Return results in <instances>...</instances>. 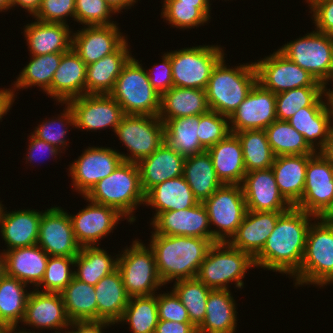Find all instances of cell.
<instances>
[{
	"label": "cell",
	"mask_w": 333,
	"mask_h": 333,
	"mask_svg": "<svg viewBox=\"0 0 333 333\" xmlns=\"http://www.w3.org/2000/svg\"><path fill=\"white\" fill-rule=\"evenodd\" d=\"M316 218L296 207L284 212L278 218L262 250L254 257L256 268L261 267L293 277L300 269L308 230L311 221Z\"/></svg>",
	"instance_id": "cell-1"
},
{
	"label": "cell",
	"mask_w": 333,
	"mask_h": 333,
	"mask_svg": "<svg viewBox=\"0 0 333 333\" xmlns=\"http://www.w3.org/2000/svg\"><path fill=\"white\" fill-rule=\"evenodd\" d=\"M150 248L152 249L158 275L163 282L195 278L205 259L212 239H202L190 236H167L152 234Z\"/></svg>",
	"instance_id": "cell-2"
},
{
	"label": "cell",
	"mask_w": 333,
	"mask_h": 333,
	"mask_svg": "<svg viewBox=\"0 0 333 333\" xmlns=\"http://www.w3.org/2000/svg\"><path fill=\"white\" fill-rule=\"evenodd\" d=\"M224 59L213 69L205 92L209 109L229 118L257 83V72L254 62L229 68Z\"/></svg>",
	"instance_id": "cell-3"
},
{
	"label": "cell",
	"mask_w": 333,
	"mask_h": 333,
	"mask_svg": "<svg viewBox=\"0 0 333 333\" xmlns=\"http://www.w3.org/2000/svg\"><path fill=\"white\" fill-rule=\"evenodd\" d=\"M85 197L116 209L128 222H134V210L145 204L137 163L122 161L112 174L100 180Z\"/></svg>",
	"instance_id": "cell-4"
},
{
	"label": "cell",
	"mask_w": 333,
	"mask_h": 333,
	"mask_svg": "<svg viewBox=\"0 0 333 333\" xmlns=\"http://www.w3.org/2000/svg\"><path fill=\"white\" fill-rule=\"evenodd\" d=\"M292 278L296 287L333 284V218L318 217L311 223L300 269Z\"/></svg>",
	"instance_id": "cell-5"
},
{
	"label": "cell",
	"mask_w": 333,
	"mask_h": 333,
	"mask_svg": "<svg viewBox=\"0 0 333 333\" xmlns=\"http://www.w3.org/2000/svg\"><path fill=\"white\" fill-rule=\"evenodd\" d=\"M254 267V258L250 254L228 242H215L209 248L196 277L212 290L228 289L230 282H235V287L242 289V279L247 270Z\"/></svg>",
	"instance_id": "cell-6"
},
{
	"label": "cell",
	"mask_w": 333,
	"mask_h": 333,
	"mask_svg": "<svg viewBox=\"0 0 333 333\" xmlns=\"http://www.w3.org/2000/svg\"><path fill=\"white\" fill-rule=\"evenodd\" d=\"M131 57L123 66L110 95L124 114L158 116L161 96L152 87L146 69Z\"/></svg>",
	"instance_id": "cell-7"
},
{
	"label": "cell",
	"mask_w": 333,
	"mask_h": 333,
	"mask_svg": "<svg viewBox=\"0 0 333 333\" xmlns=\"http://www.w3.org/2000/svg\"><path fill=\"white\" fill-rule=\"evenodd\" d=\"M167 53L170 55L174 86L204 90L213 69L226 55L221 46L204 44Z\"/></svg>",
	"instance_id": "cell-8"
},
{
	"label": "cell",
	"mask_w": 333,
	"mask_h": 333,
	"mask_svg": "<svg viewBox=\"0 0 333 333\" xmlns=\"http://www.w3.org/2000/svg\"><path fill=\"white\" fill-rule=\"evenodd\" d=\"M118 270L130 297L154 295L157 293L155 291L164 286L157 272L152 249L137 239L119 254Z\"/></svg>",
	"instance_id": "cell-9"
},
{
	"label": "cell",
	"mask_w": 333,
	"mask_h": 333,
	"mask_svg": "<svg viewBox=\"0 0 333 333\" xmlns=\"http://www.w3.org/2000/svg\"><path fill=\"white\" fill-rule=\"evenodd\" d=\"M327 87L333 76V36L317 30L278 49Z\"/></svg>",
	"instance_id": "cell-10"
},
{
	"label": "cell",
	"mask_w": 333,
	"mask_h": 333,
	"mask_svg": "<svg viewBox=\"0 0 333 333\" xmlns=\"http://www.w3.org/2000/svg\"><path fill=\"white\" fill-rule=\"evenodd\" d=\"M130 151L123 161L138 163L164 143V123L158 116L125 114L114 132Z\"/></svg>",
	"instance_id": "cell-11"
},
{
	"label": "cell",
	"mask_w": 333,
	"mask_h": 333,
	"mask_svg": "<svg viewBox=\"0 0 333 333\" xmlns=\"http://www.w3.org/2000/svg\"><path fill=\"white\" fill-rule=\"evenodd\" d=\"M203 204L205 205L212 240L214 242H228L235 234L237 228L247 211L242 185H222Z\"/></svg>",
	"instance_id": "cell-12"
},
{
	"label": "cell",
	"mask_w": 333,
	"mask_h": 333,
	"mask_svg": "<svg viewBox=\"0 0 333 333\" xmlns=\"http://www.w3.org/2000/svg\"><path fill=\"white\" fill-rule=\"evenodd\" d=\"M294 207L317 218H333V166L319 152L308 160L303 196Z\"/></svg>",
	"instance_id": "cell-13"
},
{
	"label": "cell",
	"mask_w": 333,
	"mask_h": 333,
	"mask_svg": "<svg viewBox=\"0 0 333 333\" xmlns=\"http://www.w3.org/2000/svg\"><path fill=\"white\" fill-rule=\"evenodd\" d=\"M254 62L257 82L275 94L306 86H324L279 50Z\"/></svg>",
	"instance_id": "cell-14"
},
{
	"label": "cell",
	"mask_w": 333,
	"mask_h": 333,
	"mask_svg": "<svg viewBox=\"0 0 333 333\" xmlns=\"http://www.w3.org/2000/svg\"><path fill=\"white\" fill-rule=\"evenodd\" d=\"M69 165L72 187L85 196L100 180L112 174L123 161L112 147H88Z\"/></svg>",
	"instance_id": "cell-15"
},
{
	"label": "cell",
	"mask_w": 333,
	"mask_h": 333,
	"mask_svg": "<svg viewBox=\"0 0 333 333\" xmlns=\"http://www.w3.org/2000/svg\"><path fill=\"white\" fill-rule=\"evenodd\" d=\"M74 113L75 128L96 131L111 127L115 132L125 115L110 94H84L69 100Z\"/></svg>",
	"instance_id": "cell-16"
},
{
	"label": "cell",
	"mask_w": 333,
	"mask_h": 333,
	"mask_svg": "<svg viewBox=\"0 0 333 333\" xmlns=\"http://www.w3.org/2000/svg\"><path fill=\"white\" fill-rule=\"evenodd\" d=\"M37 245L49 256L76 257L80 252L69 214L59 206L42 212Z\"/></svg>",
	"instance_id": "cell-17"
},
{
	"label": "cell",
	"mask_w": 333,
	"mask_h": 333,
	"mask_svg": "<svg viewBox=\"0 0 333 333\" xmlns=\"http://www.w3.org/2000/svg\"><path fill=\"white\" fill-rule=\"evenodd\" d=\"M228 120L231 133L265 130L277 120L276 94L257 82Z\"/></svg>",
	"instance_id": "cell-18"
},
{
	"label": "cell",
	"mask_w": 333,
	"mask_h": 333,
	"mask_svg": "<svg viewBox=\"0 0 333 333\" xmlns=\"http://www.w3.org/2000/svg\"><path fill=\"white\" fill-rule=\"evenodd\" d=\"M82 197L89 202L88 206L76 215L69 214L74 235L81 247L96 246V244L98 246L100 245L98 241L107 237L111 231L113 233L115 226L119 221H123L124 216L112 207Z\"/></svg>",
	"instance_id": "cell-19"
},
{
	"label": "cell",
	"mask_w": 333,
	"mask_h": 333,
	"mask_svg": "<svg viewBox=\"0 0 333 333\" xmlns=\"http://www.w3.org/2000/svg\"><path fill=\"white\" fill-rule=\"evenodd\" d=\"M150 225L152 234L212 239L208 212L202 202L192 208L159 213Z\"/></svg>",
	"instance_id": "cell-20"
},
{
	"label": "cell",
	"mask_w": 333,
	"mask_h": 333,
	"mask_svg": "<svg viewBox=\"0 0 333 333\" xmlns=\"http://www.w3.org/2000/svg\"><path fill=\"white\" fill-rule=\"evenodd\" d=\"M22 323L34 329H53V333L68 330L71 320L67 316L61 293L43 292L39 288L30 291Z\"/></svg>",
	"instance_id": "cell-21"
},
{
	"label": "cell",
	"mask_w": 333,
	"mask_h": 333,
	"mask_svg": "<svg viewBox=\"0 0 333 333\" xmlns=\"http://www.w3.org/2000/svg\"><path fill=\"white\" fill-rule=\"evenodd\" d=\"M117 25L84 26L72 33V49L86 66L115 52L128 40Z\"/></svg>",
	"instance_id": "cell-22"
},
{
	"label": "cell",
	"mask_w": 333,
	"mask_h": 333,
	"mask_svg": "<svg viewBox=\"0 0 333 333\" xmlns=\"http://www.w3.org/2000/svg\"><path fill=\"white\" fill-rule=\"evenodd\" d=\"M250 211H288L293 206L280 193L272 168L246 172L242 182Z\"/></svg>",
	"instance_id": "cell-23"
},
{
	"label": "cell",
	"mask_w": 333,
	"mask_h": 333,
	"mask_svg": "<svg viewBox=\"0 0 333 333\" xmlns=\"http://www.w3.org/2000/svg\"><path fill=\"white\" fill-rule=\"evenodd\" d=\"M286 211L247 210L242 223L228 243L253 258L262 250L278 218Z\"/></svg>",
	"instance_id": "cell-24"
},
{
	"label": "cell",
	"mask_w": 333,
	"mask_h": 333,
	"mask_svg": "<svg viewBox=\"0 0 333 333\" xmlns=\"http://www.w3.org/2000/svg\"><path fill=\"white\" fill-rule=\"evenodd\" d=\"M85 84L86 64L71 48L63 53L46 94L55 98L56 102L67 103L85 94Z\"/></svg>",
	"instance_id": "cell-25"
},
{
	"label": "cell",
	"mask_w": 333,
	"mask_h": 333,
	"mask_svg": "<svg viewBox=\"0 0 333 333\" xmlns=\"http://www.w3.org/2000/svg\"><path fill=\"white\" fill-rule=\"evenodd\" d=\"M184 161L185 157L166 143L140 160L137 165L143 192L146 194L155 185L182 176Z\"/></svg>",
	"instance_id": "cell-26"
},
{
	"label": "cell",
	"mask_w": 333,
	"mask_h": 333,
	"mask_svg": "<svg viewBox=\"0 0 333 333\" xmlns=\"http://www.w3.org/2000/svg\"><path fill=\"white\" fill-rule=\"evenodd\" d=\"M5 210L4 208L0 222L2 240L5 241V245L7 244V249L4 251L36 245L43 211L20 209L7 212Z\"/></svg>",
	"instance_id": "cell-27"
},
{
	"label": "cell",
	"mask_w": 333,
	"mask_h": 333,
	"mask_svg": "<svg viewBox=\"0 0 333 333\" xmlns=\"http://www.w3.org/2000/svg\"><path fill=\"white\" fill-rule=\"evenodd\" d=\"M24 28L28 51L33 56L65 53L72 48L73 31L69 29V25L35 20Z\"/></svg>",
	"instance_id": "cell-28"
},
{
	"label": "cell",
	"mask_w": 333,
	"mask_h": 333,
	"mask_svg": "<svg viewBox=\"0 0 333 333\" xmlns=\"http://www.w3.org/2000/svg\"><path fill=\"white\" fill-rule=\"evenodd\" d=\"M212 164L218 179L224 185H241L246 169L242 145L235 133L228 134L223 140L210 147Z\"/></svg>",
	"instance_id": "cell-29"
},
{
	"label": "cell",
	"mask_w": 333,
	"mask_h": 333,
	"mask_svg": "<svg viewBox=\"0 0 333 333\" xmlns=\"http://www.w3.org/2000/svg\"><path fill=\"white\" fill-rule=\"evenodd\" d=\"M128 46L126 40L115 52L86 66L85 94H110L113 91L123 66L132 57Z\"/></svg>",
	"instance_id": "cell-30"
},
{
	"label": "cell",
	"mask_w": 333,
	"mask_h": 333,
	"mask_svg": "<svg viewBox=\"0 0 333 333\" xmlns=\"http://www.w3.org/2000/svg\"><path fill=\"white\" fill-rule=\"evenodd\" d=\"M48 258L37 244L5 251L6 275L37 288L44 277Z\"/></svg>",
	"instance_id": "cell-31"
},
{
	"label": "cell",
	"mask_w": 333,
	"mask_h": 333,
	"mask_svg": "<svg viewBox=\"0 0 333 333\" xmlns=\"http://www.w3.org/2000/svg\"><path fill=\"white\" fill-rule=\"evenodd\" d=\"M311 156H276L271 167L280 193L293 207L303 196L306 169Z\"/></svg>",
	"instance_id": "cell-32"
},
{
	"label": "cell",
	"mask_w": 333,
	"mask_h": 333,
	"mask_svg": "<svg viewBox=\"0 0 333 333\" xmlns=\"http://www.w3.org/2000/svg\"><path fill=\"white\" fill-rule=\"evenodd\" d=\"M198 203L185 178L179 176L152 187L145 194L144 205L155 208L153 220L159 213L192 208Z\"/></svg>",
	"instance_id": "cell-33"
},
{
	"label": "cell",
	"mask_w": 333,
	"mask_h": 333,
	"mask_svg": "<svg viewBox=\"0 0 333 333\" xmlns=\"http://www.w3.org/2000/svg\"><path fill=\"white\" fill-rule=\"evenodd\" d=\"M230 289L211 290L205 319L197 328V333H235L237 327L236 302Z\"/></svg>",
	"instance_id": "cell-34"
},
{
	"label": "cell",
	"mask_w": 333,
	"mask_h": 333,
	"mask_svg": "<svg viewBox=\"0 0 333 333\" xmlns=\"http://www.w3.org/2000/svg\"><path fill=\"white\" fill-rule=\"evenodd\" d=\"M204 89L173 86L160 99V119L202 115L209 111Z\"/></svg>",
	"instance_id": "cell-35"
},
{
	"label": "cell",
	"mask_w": 333,
	"mask_h": 333,
	"mask_svg": "<svg viewBox=\"0 0 333 333\" xmlns=\"http://www.w3.org/2000/svg\"><path fill=\"white\" fill-rule=\"evenodd\" d=\"M97 299V320H106L118 323L129 302L120 271L117 269L103 277L94 286Z\"/></svg>",
	"instance_id": "cell-36"
},
{
	"label": "cell",
	"mask_w": 333,
	"mask_h": 333,
	"mask_svg": "<svg viewBox=\"0 0 333 333\" xmlns=\"http://www.w3.org/2000/svg\"><path fill=\"white\" fill-rule=\"evenodd\" d=\"M303 135L308 145L319 152L326 143L333 123L329 105L326 107H303L287 121Z\"/></svg>",
	"instance_id": "cell-37"
},
{
	"label": "cell",
	"mask_w": 333,
	"mask_h": 333,
	"mask_svg": "<svg viewBox=\"0 0 333 333\" xmlns=\"http://www.w3.org/2000/svg\"><path fill=\"white\" fill-rule=\"evenodd\" d=\"M164 123V143L182 156L206 151L199 142L200 115L160 119Z\"/></svg>",
	"instance_id": "cell-38"
},
{
	"label": "cell",
	"mask_w": 333,
	"mask_h": 333,
	"mask_svg": "<svg viewBox=\"0 0 333 333\" xmlns=\"http://www.w3.org/2000/svg\"><path fill=\"white\" fill-rule=\"evenodd\" d=\"M182 176L195 198L202 203L223 185L216 175L207 151L186 157Z\"/></svg>",
	"instance_id": "cell-39"
},
{
	"label": "cell",
	"mask_w": 333,
	"mask_h": 333,
	"mask_svg": "<svg viewBox=\"0 0 333 333\" xmlns=\"http://www.w3.org/2000/svg\"><path fill=\"white\" fill-rule=\"evenodd\" d=\"M118 256L116 254L112 257L97 245L81 247L74 260V268L77 267L74 269V277L95 286L103 277L118 269Z\"/></svg>",
	"instance_id": "cell-40"
},
{
	"label": "cell",
	"mask_w": 333,
	"mask_h": 333,
	"mask_svg": "<svg viewBox=\"0 0 333 333\" xmlns=\"http://www.w3.org/2000/svg\"><path fill=\"white\" fill-rule=\"evenodd\" d=\"M27 284L5 275L0 280V324L12 333L17 330L26 309L29 292ZM20 321V322H19Z\"/></svg>",
	"instance_id": "cell-41"
},
{
	"label": "cell",
	"mask_w": 333,
	"mask_h": 333,
	"mask_svg": "<svg viewBox=\"0 0 333 333\" xmlns=\"http://www.w3.org/2000/svg\"><path fill=\"white\" fill-rule=\"evenodd\" d=\"M63 53H48L45 55H31L29 63L21 70L18 78L14 81L12 89L14 97L17 89L22 90L28 87H40L44 92H47L51 87L52 78L59 67Z\"/></svg>",
	"instance_id": "cell-42"
},
{
	"label": "cell",
	"mask_w": 333,
	"mask_h": 333,
	"mask_svg": "<svg viewBox=\"0 0 333 333\" xmlns=\"http://www.w3.org/2000/svg\"><path fill=\"white\" fill-rule=\"evenodd\" d=\"M61 295L67 316L71 321L97 320V299L94 285L73 277Z\"/></svg>",
	"instance_id": "cell-43"
},
{
	"label": "cell",
	"mask_w": 333,
	"mask_h": 333,
	"mask_svg": "<svg viewBox=\"0 0 333 333\" xmlns=\"http://www.w3.org/2000/svg\"><path fill=\"white\" fill-rule=\"evenodd\" d=\"M327 105L325 86L299 87L276 94V117L277 120L288 121L303 107Z\"/></svg>",
	"instance_id": "cell-44"
},
{
	"label": "cell",
	"mask_w": 333,
	"mask_h": 333,
	"mask_svg": "<svg viewBox=\"0 0 333 333\" xmlns=\"http://www.w3.org/2000/svg\"><path fill=\"white\" fill-rule=\"evenodd\" d=\"M267 140L275 156L313 155L302 134L287 121L275 120L265 129Z\"/></svg>",
	"instance_id": "cell-45"
},
{
	"label": "cell",
	"mask_w": 333,
	"mask_h": 333,
	"mask_svg": "<svg viewBox=\"0 0 333 333\" xmlns=\"http://www.w3.org/2000/svg\"><path fill=\"white\" fill-rule=\"evenodd\" d=\"M239 138L246 172L271 168L275 155L265 130H243L235 133Z\"/></svg>",
	"instance_id": "cell-46"
},
{
	"label": "cell",
	"mask_w": 333,
	"mask_h": 333,
	"mask_svg": "<svg viewBox=\"0 0 333 333\" xmlns=\"http://www.w3.org/2000/svg\"><path fill=\"white\" fill-rule=\"evenodd\" d=\"M158 320L157 294H154L130 297L118 322L128 323L132 333H154Z\"/></svg>",
	"instance_id": "cell-47"
},
{
	"label": "cell",
	"mask_w": 333,
	"mask_h": 333,
	"mask_svg": "<svg viewBox=\"0 0 333 333\" xmlns=\"http://www.w3.org/2000/svg\"><path fill=\"white\" fill-rule=\"evenodd\" d=\"M212 4H188L180 0H164L161 16L177 29H192L209 21Z\"/></svg>",
	"instance_id": "cell-48"
},
{
	"label": "cell",
	"mask_w": 333,
	"mask_h": 333,
	"mask_svg": "<svg viewBox=\"0 0 333 333\" xmlns=\"http://www.w3.org/2000/svg\"><path fill=\"white\" fill-rule=\"evenodd\" d=\"M172 290L188 311L191 323L198 328L205 319L206 303L211 288L197 277L175 281Z\"/></svg>",
	"instance_id": "cell-49"
},
{
	"label": "cell",
	"mask_w": 333,
	"mask_h": 333,
	"mask_svg": "<svg viewBox=\"0 0 333 333\" xmlns=\"http://www.w3.org/2000/svg\"><path fill=\"white\" fill-rule=\"evenodd\" d=\"M63 104H65L66 108L62 111L63 113H60L61 115H58V118L44 120L40 123L41 125L37 124L38 126L35 127L34 132H32L35 137L55 146L59 150H66L65 147L68 146L66 140L67 136L65 135L69 132L67 128L70 126L75 127L73 110L68 103Z\"/></svg>",
	"instance_id": "cell-50"
},
{
	"label": "cell",
	"mask_w": 333,
	"mask_h": 333,
	"mask_svg": "<svg viewBox=\"0 0 333 333\" xmlns=\"http://www.w3.org/2000/svg\"><path fill=\"white\" fill-rule=\"evenodd\" d=\"M74 260L75 257L49 256L44 277L37 287L42 286L43 292L61 293L74 277Z\"/></svg>",
	"instance_id": "cell-51"
},
{
	"label": "cell",
	"mask_w": 333,
	"mask_h": 333,
	"mask_svg": "<svg viewBox=\"0 0 333 333\" xmlns=\"http://www.w3.org/2000/svg\"><path fill=\"white\" fill-rule=\"evenodd\" d=\"M111 14L116 12L105 0H75V21L83 26L116 24Z\"/></svg>",
	"instance_id": "cell-52"
},
{
	"label": "cell",
	"mask_w": 333,
	"mask_h": 333,
	"mask_svg": "<svg viewBox=\"0 0 333 333\" xmlns=\"http://www.w3.org/2000/svg\"><path fill=\"white\" fill-rule=\"evenodd\" d=\"M230 133L228 117L211 110L200 115L199 142L206 151Z\"/></svg>",
	"instance_id": "cell-53"
},
{
	"label": "cell",
	"mask_w": 333,
	"mask_h": 333,
	"mask_svg": "<svg viewBox=\"0 0 333 333\" xmlns=\"http://www.w3.org/2000/svg\"><path fill=\"white\" fill-rule=\"evenodd\" d=\"M68 16L75 20V0H42L33 17L40 22L68 25Z\"/></svg>",
	"instance_id": "cell-54"
},
{
	"label": "cell",
	"mask_w": 333,
	"mask_h": 333,
	"mask_svg": "<svg viewBox=\"0 0 333 333\" xmlns=\"http://www.w3.org/2000/svg\"><path fill=\"white\" fill-rule=\"evenodd\" d=\"M157 309L159 320L191 322L187 309L173 290L157 294Z\"/></svg>",
	"instance_id": "cell-55"
},
{
	"label": "cell",
	"mask_w": 333,
	"mask_h": 333,
	"mask_svg": "<svg viewBox=\"0 0 333 333\" xmlns=\"http://www.w3.org/2000/svg\"><path fill=\"white\" fill-rule=\"evenodd\" d=\"M148 70L146 72L149 77V81L154 90L160 96H162L164 93H166L170 88L174 86L172 79V67H171L170 55L168 53L163 54L162 62L159 65L155 64L153 65L152 68Z\"/></svg>",
	"instance_id": "cell-56"
},
{
	"label": "cell",
	"mask_w": 333,
	"mask_h": 333,
	"mask_svg": "<svg viewBox=\"0 0 333 333\" xmlns=\"http://www.w3.org/2000/svg\"><path fill=\"white\" fill-rule=\"evenodd\" d=\"M309 6L315 30L333 36V0H312Z\"/></svg>",
	"instance_id": "cell-57"
},
{
	"label": "cell",
	"mask_w": 333,
	"mask_h": 333,
	"mask_svg": "<svg viewBox=\"0 0 333 333\" xmlns=\"http://www.w3.org/2000/svg\"><path fill=\"white\" fill-rule=\"evenodd\" d=\"M29 145H28V152L26 156V160L28 161L27 163H33V161L36 162L37 157L40 159H44L43 156L49 155L48 157H56V155L62 153L61 150L56 148L55 146L38 139L35 137L32 133L29 135ZM46 156V157H47ZM41 160V159H40Z\"/></svg>",
	"instance_id": "cell-58"
},
{
	"label": "cell",
	"mask_w": 333,
	"mask_h": 333,
	"mask_svg": "<svg viewBox=\"0 0 333 333\" xmlns=\"http://www.w3.org/2000/svg\"><path fill=\"white\" fill-rule=\"evenodd\" d=\"M109 325L114 326L115 323L106 320H77L71 321L69 329L72 333H104V327Z\"/></svg>",
	"instance_id": "cell-59"
},
{
	"label": "cell",
	"mask_w": 333,
	"mask_h": 333,
	"mask_svg": "<svg viewBox=\"0 0 333 333\" xmlns=\"http://www.w3.org/2000/svg\"><path fill=\"white\" fill-rule=\"evenodd\" d=\"M154 333H197V328L191 322L158 320Z\"/></svg>",
	"instance_id": "cell-60"
},
{
	"label": "cell",
	"mask_w": 333,
	"mask_h": 333,
	"mask_svg": "<svg viewBox=\"0 0 333 333\" xmlns=\"http://www.w3.org/2000/svg\"><path fill=\"white\" fill-rule=\"evenodd\" d=\"M14 94L12 89H0V121L4 115L11 109L14 103Z\"/></svg>",
	"instance_id": "cell-61"
},
{
	"label": "cell",
	"mask_w": 333,
	"mask_h": 333,
	"mask_svg": "<svg viewBox=\"0 0 333 333\" xmlns=\"http://www.w3.org/2000/svg\"><path fill=\"white\" fill-rule=\"evenodd\" d=\"M42 0H12L11 8L18 6L25 9L32 16L38 11Z\"/></svg>",
	"instance_id": "cell-62"
},
{
	"label": "cell",
	"mask_w": 333,
	"mask_h": 333,
	"mask_svg": "<svg viewBox=\"0 0 333 333\" xmlns=\"http://www.w3.org/2000/svg\"><path fill=\"white\" fill-rule=\"evenodd\" d=\"M319 153L333 166V123L330 127L326 143Z\"/></svg>",
	"instance_id": "cell-63"
},
{
	"label": "cell",
	"mask_w": 333,
	"mask_h": 333,
	"mask_svg": "<svg viewBox=\"0 0 333 333\" xmlns=\"http://www.w3.org/2000/svg\"><path fill=\"white\" fill-rule=\"evenodd\" d=\"M106 3L113 8V10L118 14L122 9H129L134 6L138 0H105ZM126 7V8H125Z\"/></svg>",
	"instance_id": "cell-64"
},
{
	"label": "cell",
	"mask_w": 333,
	"mask_h": 333,
	"mask_svg": "<svg viewBox=\"0 0 333 333\" xmlns=\"http://www.w3.org/2000/svg\"><path fill=\"white\" fill-rule=\"evenodd\" d=\"M6 275L5 251L0 252V280Z\"/></svg>",
	"instance_id": "cell-65"
},
{
	"label": "cell",
	"mask_w": 333,
	"mask_h": 333,
	"mask_svg": "<svg viewBox=\"0 0 333 333\" xmlns=\"http://www.w3.org/2000/svg\"><path fill=\"white\" fill-rule=\"evenodd\" d=\"M325 94L327 97V102L330 107L331 115H332V119H333V90H330V88L327 89V87H325Z\"/></svg>",
	"instance_id": "cell-66"
},
{
	"label": "cell",
	"mask_w": 333,
	"mask_h": 333,
	"mask_svg": "<svg viewBox=\"0 0 333 333\" xmlns=\"http://www.w3.org/2000/svg\"><path fill=\"white\" fill-rule=\"evenodd\" d=\"M11 2L12 0H0V12H6L9 9L11 10Z\"/></svg>",
	"instance_id": "cell-67"
},
{
	"label": "cell",
	"mask_w": 333,
	"mask_h": 333,
	"mask_svg": "<svg viewBox=\"0 0 333 333\" xmlns=\"http://www.w3.org/2000/svg\"><path fill=\"white\" fill-rule=\"evenodd\" d=\"M181 3H188V4H210L209 0H180Z\"/></svg>",
	"instance_id": "cell-68"
},
{
	"label": "cell",
	"mask_w": 333,
	"mask_h": 333,
	"mask_svg": "<svg viewBox=\"0 0 333 333\" xmlns=\"http://www.w3.org/2000/svg\"><path fill=\"white\" fill-rule=\"evenodd\" d=\"M12 333H35V331H31L30 329L28 331L22 329V330H19L18 329V332L16 330H14ZM36 333H40V332H36Z\"/></svg>",
	"instance_id": "cell-69"
},
{
	"label": "cell",
	"mask_w": 333,
	"mask_h": 333,
	"mask_svg": "<svg viewBox=\"0 0 333 333\" xmlns=\"http://www.w3.org/2000/svg\"><path fill=\"white\" fill-rule=\"evenodd\" d=\"M4 205L2 204V202L0 201V222H1V217H2V213L5 207H3Z\"/></svg>",
	"instance_id": "cell-70"
},
{
	"label": "cell",
	"mask_w": 333,
	"mask_h": 333,
	"mask_svg": "<svg viewBox=\"0 0 333 333\" xmlns=\"http://www.w3.org/2000/svg\"><path fill=\"white\" fill-rule=\"evenodd\" d=\"M0 333H10V332L0 324Z\"/></svg>",
	"instance_id": "cell-71"
},
{
	"label": "cell",
	"mask_w": 333,
	"mask_h": 333,
	"mask_svg": "<svg viewBox=\"0 0 333 333\" xmlns=\"http://www.w3.org/2000/svg\"><path fill=\"white\" fill-rule=\"evenodd\" d=\"M61 333V332H60ZM62 333H72L71 331H67V330H65V331H62Z\"/></svg>",
	"instance_id": "cell-72"
}]
</instances>
